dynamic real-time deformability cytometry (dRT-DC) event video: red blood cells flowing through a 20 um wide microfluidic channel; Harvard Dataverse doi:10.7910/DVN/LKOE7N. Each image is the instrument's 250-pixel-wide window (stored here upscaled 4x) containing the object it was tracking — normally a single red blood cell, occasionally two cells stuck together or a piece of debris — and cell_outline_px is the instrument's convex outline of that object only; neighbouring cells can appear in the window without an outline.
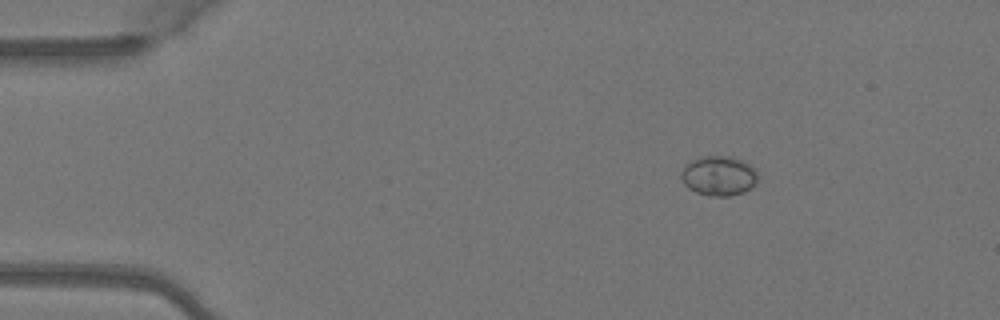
{"species": "Egyptian fruit bat (a non-hibernating species)", "species_latin": "Rousettus aegyptiacus", "temperature_condition": "warm", "stored_images_in_passage": 4, "camera_frame_rate_fps": 3000, "um_per_image_px": 0.085, "animal": {"sex": "female"}, "frame": {"image": 1, "passage_image": 2, "time_ms": 0.333, "image_size_px": [1000, 320], "cell_outline_px": [[760, 176], [756, 184], [744, 192], [728, 196], [708, 196], [696, 192], [688, 188], [680, 180], [680, 172], [692, 160], [700, 156], [724, 156], [740, 160], [748, 164]], "centroid_in_image_um": [61.08, 14.96], "position_along_channel_um": 23.9, "area_um2": 17.74}}
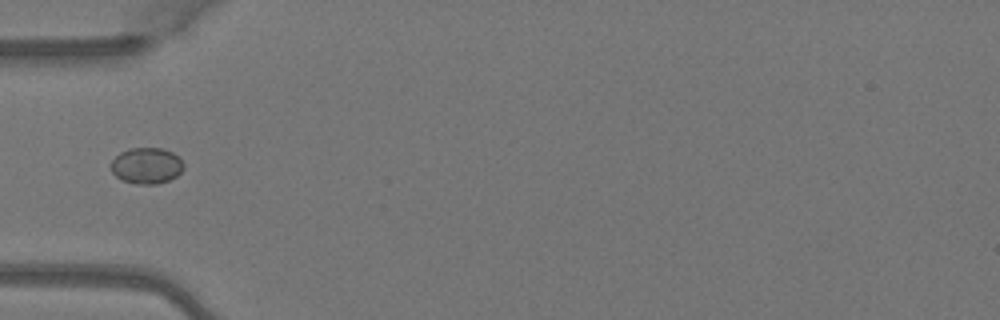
{"frame": {"image": 2, "passage_image": 4, "time_ms": 1.0, "image_size_px": [1000, 320], "cell_outline_px": [[184, 168], [176, 176], [168, 180], [156, 184], [136, 184], [120, 180], [112, 172], [112, 160], [120, 152], [132, 148], [164, 148], [172, 152], [184, 164]], "centroid_in_image_um": [12.45, 14.08], "position_along_channel_um": 72.6, "area_um2": 15.2}}